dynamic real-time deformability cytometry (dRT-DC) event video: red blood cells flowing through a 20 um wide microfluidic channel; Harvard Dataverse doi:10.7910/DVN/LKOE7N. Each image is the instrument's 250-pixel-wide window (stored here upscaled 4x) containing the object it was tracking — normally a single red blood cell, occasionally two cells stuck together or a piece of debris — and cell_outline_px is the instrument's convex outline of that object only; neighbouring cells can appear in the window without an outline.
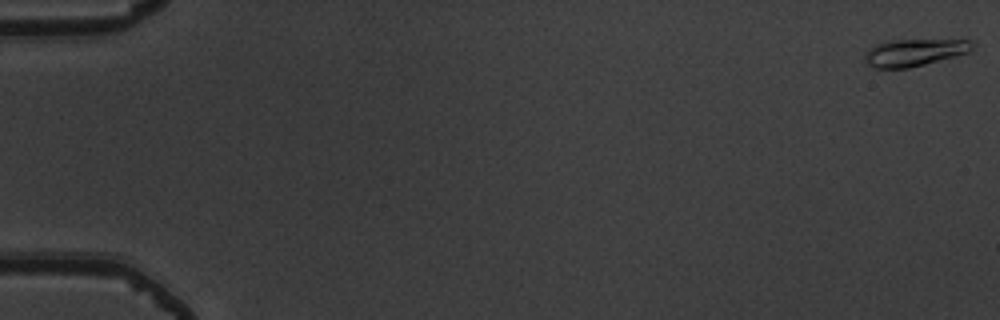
{"species": "common noctule bat (a hibernating species)", "species_latin": "Nyctalus noctula", "temperature_condition": "warm", "stored_images_in_passage": 54, "camera_frame_rate_fps": 3000, "um_per_image_px": 0.085, "animal": {"sex": "male", "body_mass_g": 19.5, "forearm_length_mm": 54.6}, "frame": {"image": 1, "passage_image": 1, "time_ms": 0.0, "image_size_px": [1000, 320], "cell_outline_px": [[972, 48], [968, 52], [924, 64], [908, 68], [872, 68], [864, 60], [864, 52], [876, 44], [892, 40], [972, 40]], "centroid_in_image_um": [77.65, 4.46], "position_along_channel_um": 7.4, "area_um2": 16.76}}
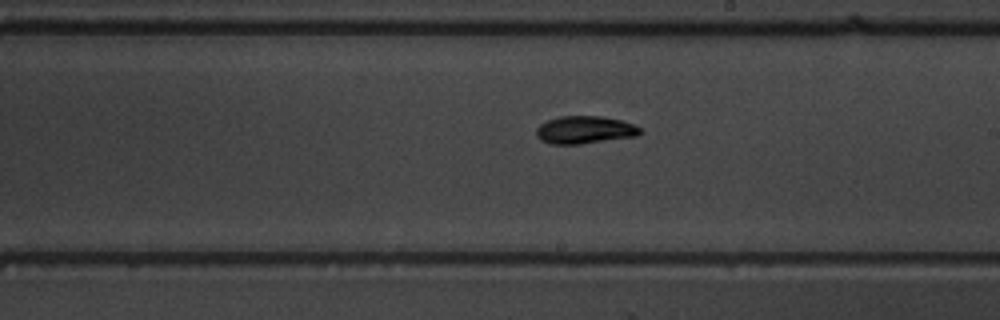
{"frame": {"image": 2, "passage_image": 32, "time_ms": 10.333, "image_size_px": [1000, 320], "cell_outline_px": [[640, 132], [636, 136], [580, 144], [552, 144], [540, 140], [536, 136], [536, 128], [540, 124], [548, 120], [560, 116], [600, 116], [624, 120], [636, 124], [640, 128]], "centroid_in_image_um": [49.7, 11.03], "position_along_channel_um": 239.3, "area_um2": 16.82}}
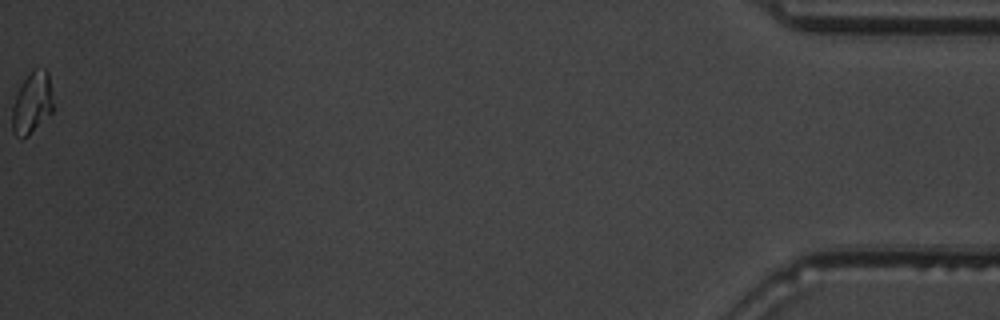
{"frame": {"image": 3, "passage_image": 54, "time_ms": 17.667, "image_size_px": [1000, 320], "cell_outline_px": [[52, 112], [28, 136], [20, 140], [12, 132], [12, 108], [16, 96], [24, 80], [32, 68], [44, 68], [48, 72], [52, 92]], "centroid_in_image_um": [2.72, 8.77], "position_along_channel_um": 432.5, "area_um2": 14.74}, "authors_computed_cell_mechanics": {"area_um2": 15.6349, "velocity_mm_per_s": 3.8899, "shape_relaxation_time_tau1_ms": 2.6383, "shape_relaxation_time_tau2_ms": 3.1178, "deformation_change_tau1": 0.1124, "deformation_change_tau2": 0.0495}}